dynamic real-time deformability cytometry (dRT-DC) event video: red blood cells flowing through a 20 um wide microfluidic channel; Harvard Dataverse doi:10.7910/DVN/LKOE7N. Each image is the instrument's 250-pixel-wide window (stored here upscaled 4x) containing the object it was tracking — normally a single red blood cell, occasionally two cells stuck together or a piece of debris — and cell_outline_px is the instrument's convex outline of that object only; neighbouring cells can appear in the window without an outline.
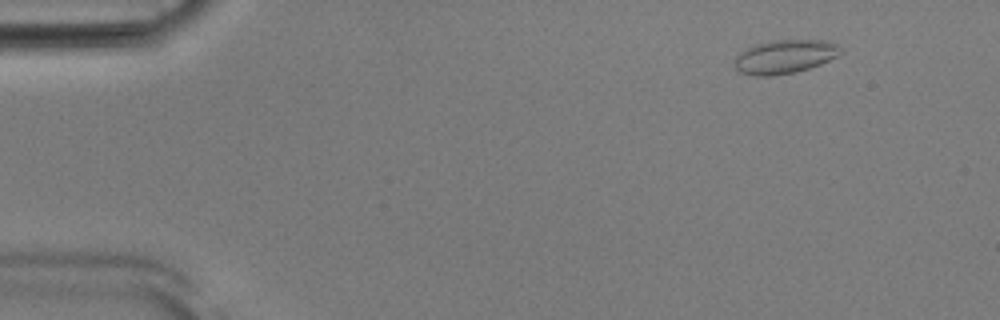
{"species": "Egyptian fruit bat (a non-hibernating species)", "species_latin": "Rousettus aegyptiacus", "temperature_condition": "room temperature", "stored_images_in_passage": 49, "camera_frame_rate_fps": 3000, "um_per_image_px": 0.085, "animal": {"sex": "male"}, "frame": {"image": 1, "passage_image": 2, "time_ms": 0.333, "image_size_px": [1000, 320], "cell_outline_px": [[844, 52], [820, 64], [796, 72], [772, 76], [756, 76], [740, 72], [736, 68], [736, 56], [740, 52], [756, 44], [772, 40], [824, 40], [836, 44]], "centroid_in_image_um": [66.71, 4.81], "position_along_channel_um": 18.3, "area_um2": 20.63}}
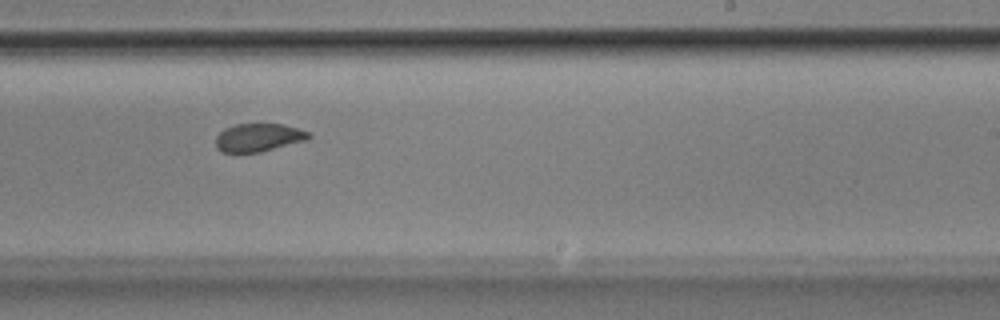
{"frame": {"image": 2, "passage_image": 29, "time_ms": 9.333, "image_size_px": [1000, 320], "cell_outline_px": [[312, 136], [308, 140], [260, 152], [224, 152], [216, 148], [216, 136], [224, 128], [236, 124], [284, 124], [312, 132]], "centroid_in_image_um": [22.02, 11.68], "position_along_channel_um": 267.0, "area_um2": 15.37}}
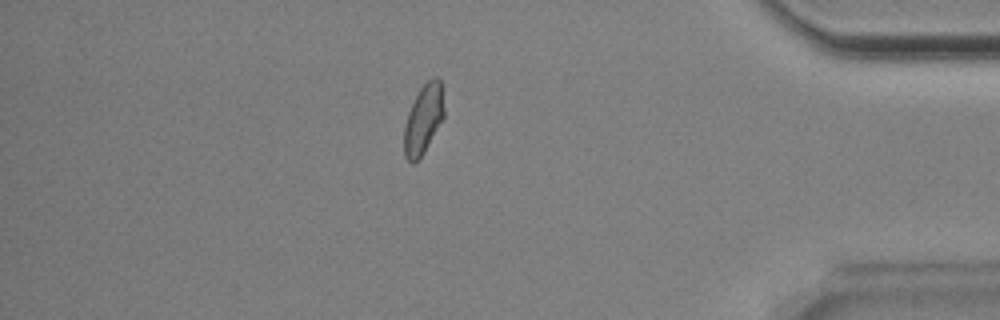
{"frame": {"image": 3, "passage_image": 42, "time_ms": 13.667, "image_size_px": [1000, 320], "cell_outline_px": [[444, 116], [424, 152], [412, 164], [404, 156], [404, 128], [408, 112], [420, 88], [428, 80], [436, 76], [440, 80], [444, 108]], "centroid_in_image_um": [35.98, 10.13], "position_along_channel_um": 399.2, "area_um2": 15.84}, "authors_computed_cell_mechanics": {"area_um2": 16.4152, "velocity_mm_per_s": 3.8474, "shape_relaxation_time_tau1_ms": 6.6356, "shape_relaxation_time_tau2_ms": 0.8719, "deformation_change_tau1": 0.1514, "deformation_change_tau2": 0.0644}}